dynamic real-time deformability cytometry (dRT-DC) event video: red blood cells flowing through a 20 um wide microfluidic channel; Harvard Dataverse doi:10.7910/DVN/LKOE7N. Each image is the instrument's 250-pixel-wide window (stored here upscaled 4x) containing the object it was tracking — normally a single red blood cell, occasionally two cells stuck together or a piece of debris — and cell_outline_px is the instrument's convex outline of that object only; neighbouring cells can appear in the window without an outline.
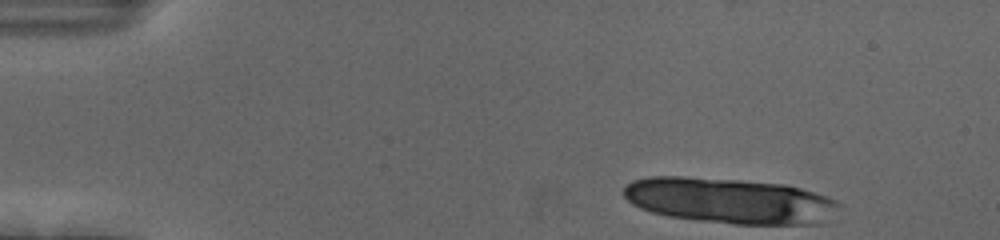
{"species": "human", "species_latin": "Homo sapiens", "temperature_condition": "cold", "stored_images_in_passage": 12, "camera_frame_rate_fps": 3000, "um_per_image_px": 0.085, "donor": {"sex": "female"}, "frame": {"image": 1, "passage_image": 1, "time_ms": 0.0, "image_size_px": [1000, 240], "cell_outline_px": [[840, 204], [820, 224], [736, 224], [700, 220], [668, 216], [652, 212], [640, 208], [632, 204], [624, 196], [624, 188], [632, 180], [648, 176], [684, 176], [740, 180], [784, 184], [800, 188], [836, 200]], "centroid_in_image_um": [61.95, 17.05], "position_along_channel_um": 23.0, "area_um2": 56.76}}